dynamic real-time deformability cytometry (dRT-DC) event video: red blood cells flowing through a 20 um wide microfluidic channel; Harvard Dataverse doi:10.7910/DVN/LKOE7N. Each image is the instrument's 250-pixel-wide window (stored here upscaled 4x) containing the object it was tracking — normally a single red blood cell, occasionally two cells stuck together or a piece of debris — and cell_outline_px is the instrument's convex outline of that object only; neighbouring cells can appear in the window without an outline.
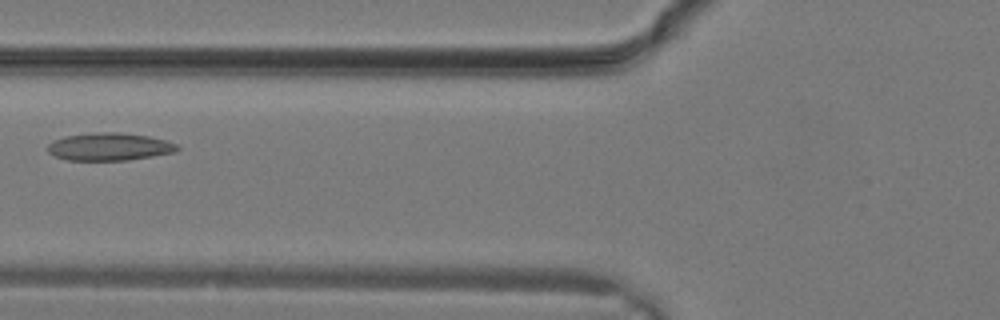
{"species": "common noctule bat (a hibernating species)", "species_latin": "Nyctalus noctula", "temperature_condition": "warm", "stored_images_in_passage": 10, "camera_frame_rate_fps": 3000, "um_per_image_px": 0.085, "animal": {"sex": "male", "body_mass_g": 19.2, "forearm_length_mm": 51.8}, "frame": {"image": 1, "passage_image": 9, "time_ms": 2.667, "image_size_px": [1000, 320], "cell_outline_px": [[180, 148], [176, 152], [128, 160], [68, 160], [56, 156], [48, 152], [48, 144], [52, 140], [64, 136], [96, 132], [120, 132], [148, 136], [164, 140], [176, 144]], "centroid_in_image_um": [9.28, 12.46], "position_along_channel_um": 116.5, "area_um2": 20.87}}